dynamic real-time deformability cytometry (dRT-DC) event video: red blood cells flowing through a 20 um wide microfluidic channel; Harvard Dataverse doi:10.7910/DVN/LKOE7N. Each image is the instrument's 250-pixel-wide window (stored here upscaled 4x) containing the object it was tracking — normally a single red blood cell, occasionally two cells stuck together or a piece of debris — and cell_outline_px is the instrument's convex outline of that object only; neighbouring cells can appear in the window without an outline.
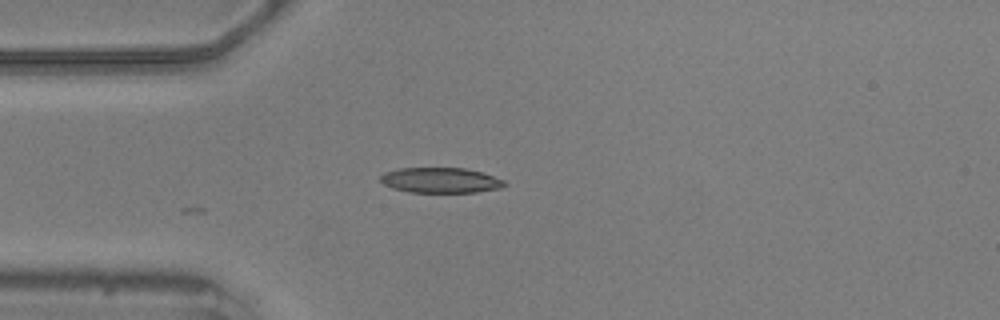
{"species": "common noctule bat (a hibernating species)", "species_latin": "Nyctalus noctula", "temperature_condition": "warm", "stored_images_in_passage": 2, "camera_frame_rate_fps": 3000, "um_per_image_px": 0.085, "animal": {"sex": "male", "body_mass_g": 20.5, "forearm_length_mm": 52.5}, "frame": {"image": 1, "passage_image": 2, "time_ms": 0.333, "image_size_px": [1000, 320], "cell_outline_px": [[508, 184], [500, 188], [476, 192], [408, 192], [392, 188], [384, 184], [380, 180], [380, 176], [384, 172], [400, 168], [464, 168], [480, 172], [504, 180]], "centroid_in_image_um": [37.43, 15.32], "position_along_channel_um": 47.6, "area_um2": 18.21}}